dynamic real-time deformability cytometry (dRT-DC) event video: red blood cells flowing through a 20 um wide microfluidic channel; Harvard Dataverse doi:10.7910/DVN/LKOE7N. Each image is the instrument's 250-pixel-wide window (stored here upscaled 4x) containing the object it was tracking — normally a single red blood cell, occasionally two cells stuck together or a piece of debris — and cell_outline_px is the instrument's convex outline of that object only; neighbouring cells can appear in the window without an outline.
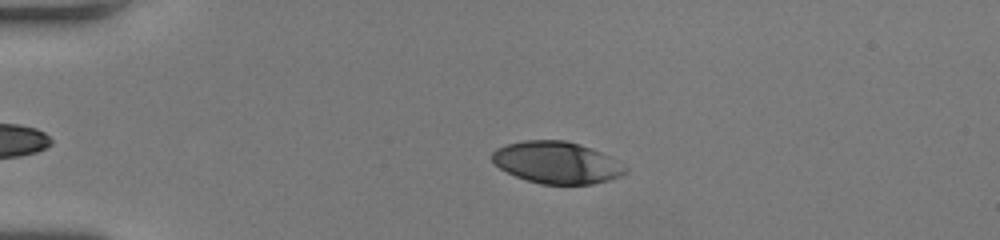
{"species": "human", "species_latin": "Homo sapiens", "temperature_condition": "room temperature", "stored_images_in_passage": 46, "camera_frame_rate_fps": 3000, "um_per_image_px": 0.085, "donor": {"sex": "female"}, "frame": {"image": 1, "passage_image": 6, "time_ms": 1.667, "image_size_px": [1000, 240], "cell_outline_px": [[628, 172], [620, 176], [608, 180], [592, 184], [540, 184], [516, 176], [500, 168], [492, 160], [492, 152], [496, 148], [508, 144], [524, 140], [564, 140], [580, 144], [600, 152], [608, 156], [628, 168]], "centroid_in_image_um": [47.32, 13.82], "position_along_channel_um": 37.7, "area_um2": 32.25}}
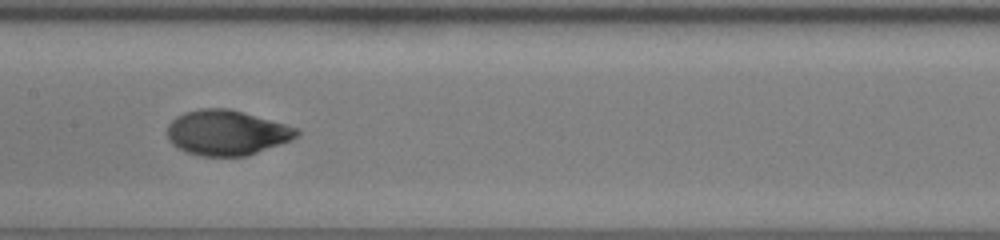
{"frame": {"image": 2, "passage_image": 21, "time_ms": 6.667, "image_size_px": [1000, 240], "cell_outline_px": [[300, 132], [292, 140], [248, 156], [200, 156], [184, 152], [172, 144], [168, 140], [168, 124], [176, 116], [184, 112], [200, 108], [228, 108], [300, 128]], "centroid_in_image_um": [19.26, 11.28], "position_along_channel_um": 188.1, "area_um2": 34.28}}
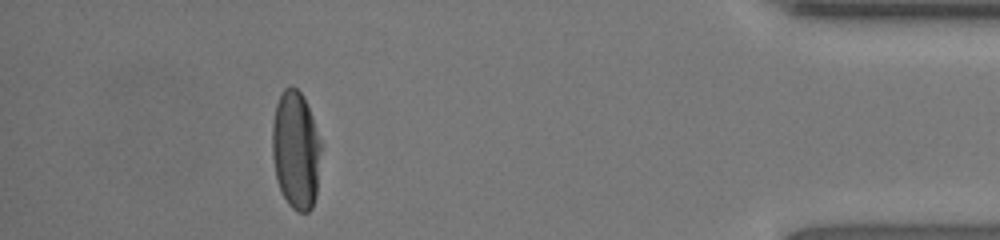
{"frame": {"image": 3, "passage_image": 41, "time_ms": 13.333, "image_size_px": [1000, 240], "cell_outline_px": [[320, 148], [316, 196], [312, 208], [308, 212], [296, 212], [288, 204], [276, 180], [272, 156], [272, 124], [276, 104], [284, 88], [296, 88], [300, 92], [312, 116], [320, 140]], "centroid_in_image_um": [25.12, 12.79], "position_along_channel_um": 410.1, "area_um2": 33.29}, "authors_computed_cell_mechanics": {"area_um2": 33.9864, "velocity_mm_per_s": 4.0677, "shape_relaxation_time_tau1_ms": 4.4914, "shape_relaxation_time_tau2_ms": null, "deformation_change_tau1": 0.223, "deformation_change_tau2": null}}